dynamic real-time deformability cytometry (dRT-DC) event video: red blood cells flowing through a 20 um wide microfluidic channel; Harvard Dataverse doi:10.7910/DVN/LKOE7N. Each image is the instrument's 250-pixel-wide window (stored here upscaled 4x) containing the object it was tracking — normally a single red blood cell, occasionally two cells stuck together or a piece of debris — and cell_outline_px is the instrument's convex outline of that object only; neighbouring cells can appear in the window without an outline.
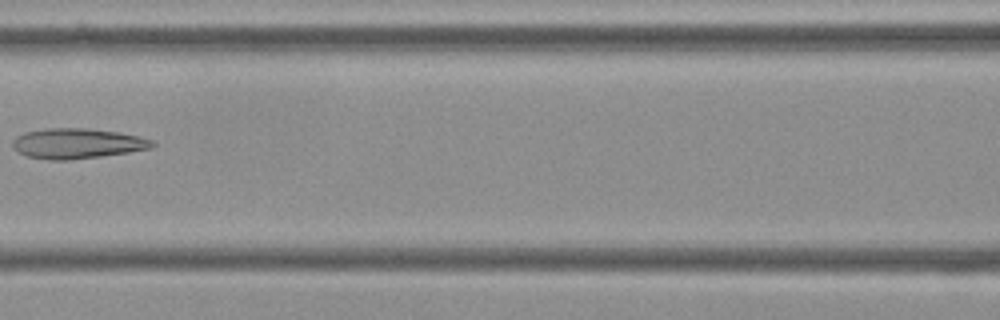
{"species": "Egyptian fruit bat (a non-hibernating species)", "species_latin": "Rousettus aegyptiacus", "temperature_condition": "cold", "stored_images_in_passage": 7, "camera_frame_rate_fps": 3000, "um_per_image_px": 0.085, "frame": {"image": 1, "passage_image": 7, "time_ms": 2.0, "image_size_px": [1000, 320], "cell_outline_px": [[156, 144], [152, 148], [128, 152], [72, 160], [48, 160], [24, 156], [16, 152], [12, 148], [12, 140], [16, 136], [24, 132], [48, 128], [88, 128], [120, 132], [140, 136], [152, 140]], "centroid_in_image_um": [6.52, 12.2], "position_along_channel_um": 160.1, "area_um2": 24.97}}